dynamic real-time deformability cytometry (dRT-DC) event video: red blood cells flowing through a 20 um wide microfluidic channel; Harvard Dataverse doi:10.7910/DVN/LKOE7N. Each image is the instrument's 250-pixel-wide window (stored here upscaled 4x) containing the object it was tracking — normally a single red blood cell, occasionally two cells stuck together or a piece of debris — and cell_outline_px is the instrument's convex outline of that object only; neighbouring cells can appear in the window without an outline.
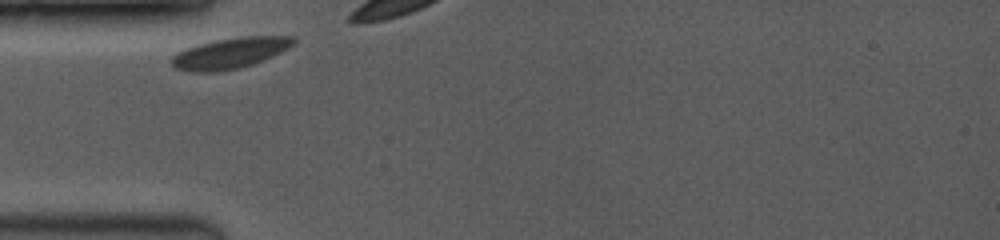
{"species": "common noctule bat (a hibernating species)", "species_latin": "Nyctalus noctula", "temperature_condition": "room temperature", "stored_images_in_passage": 4, "camera_frame_rate_fps": 3500, "um_per_image_px": 0.085, "animal": {"sex": "female", "body_mass_g": 19.0, "forearm_length_mm": 53.3}, "frame": {"image": 1, "passage_image": 1, "time_ms": 0.0, "image_size_px": [1000, 240], "cell_outline_px": [[296, 40], [288, 48], [272, 56], [252, 64], [240, 68], [220, 72], [188, 72], [176, 68], [172, 64], [172, 56], [188, 48], [200, 44], [216, 40], [240, 36], [296, 36]], "centroid_in_image_um": [19.57, 4.52], "position_along_channel_um": 65.4, "area_um2": 21.68}}